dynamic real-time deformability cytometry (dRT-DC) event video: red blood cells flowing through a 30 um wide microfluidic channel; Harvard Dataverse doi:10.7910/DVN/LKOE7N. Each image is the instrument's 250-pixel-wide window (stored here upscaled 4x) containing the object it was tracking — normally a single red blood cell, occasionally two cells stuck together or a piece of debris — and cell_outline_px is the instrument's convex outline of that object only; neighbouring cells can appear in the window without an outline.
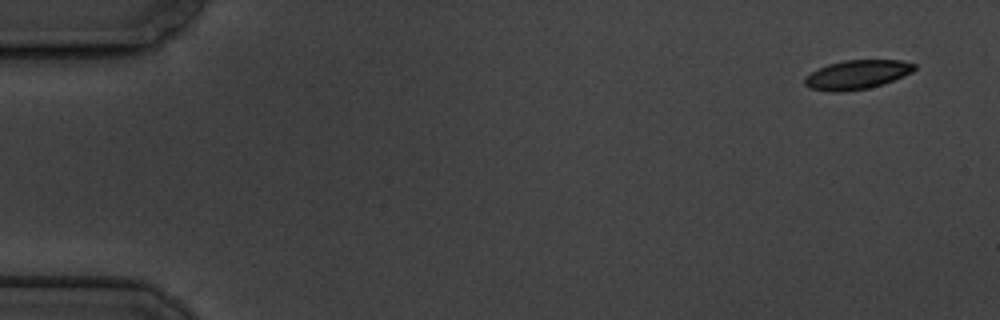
{"species": "common noctule bat (a hibernating species)", "species_latin": "Nyctalus noctula", "temperature_condition": "cold", "stored_images_in_passage": 7, "camera_frame_rate_fps": 3000, "um_per_image_px": 0.085, "animal": {"sex": "male", "body_mass_g": 19.5, "forearm_length_mm": 54.6}, "frame": {"image": 1, "passage_image": 7, "time_ms": 7.0, "image_size_px": [1000, 320], "cell_outline_px": [[916, 68], [912, 72], [884, 84], [868, 88], [840, 92], [832, 92], [808, 88], [804, 84], [804, 76], [828, 64], [844, 60], [900, 60], [916, 64]], "centroid_in_image_um": [72.83, 6.35], "position_along_channel_um": 12.2, "area_um2": 18.61}}